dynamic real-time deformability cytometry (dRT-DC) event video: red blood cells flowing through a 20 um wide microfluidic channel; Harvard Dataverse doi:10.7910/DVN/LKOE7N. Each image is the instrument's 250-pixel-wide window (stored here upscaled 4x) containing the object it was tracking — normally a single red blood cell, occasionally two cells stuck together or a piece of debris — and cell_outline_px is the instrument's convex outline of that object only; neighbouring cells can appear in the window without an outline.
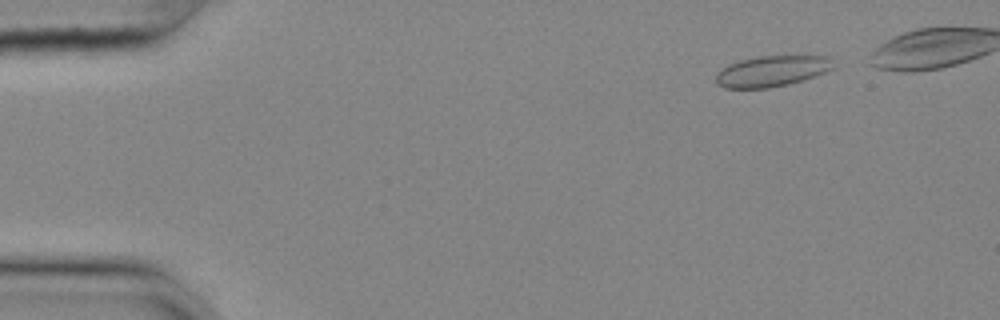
{"species": "common noctule bat (a hibernating species)", "species_latin": "Nyctalus noctula", "temperature_condition": "cold", "stored_images_in_passage": 46, "camera_frame_rate_fps": 3000, "um_per_image_px": 0.085, "animal": {"sex": "female", "body_mass_g": 25.1}, "frame": {"image": 1, "passage_image": 3, "time_ms": 0.667, "image_size_px": [1000, 320], "cell_outline_px": [[836, 68], [800, 80], [768, 88], [724, 88], [716, 84], [716, 72], [728, 64], [740, 60], [756, 56], [836, 56]], "centroid_in_image_um": [65.63, 6.02], "position_along_channel_um": 19.4, "area_um2": 21.27}}
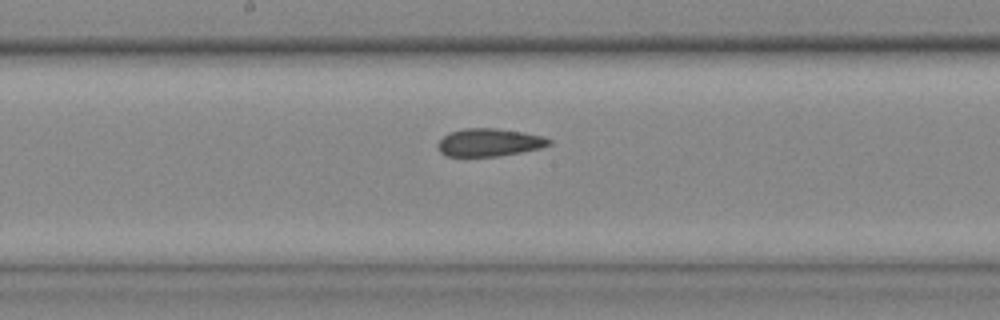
{"frame": {"image": 2, "passage_image": 26, "time_ms": 8.333, "image_size_px": [1000, 320], "cell_outline_px": [[552, 144], [540, 148], [520, 152], [496, 156], [444, 156], [436, 148], [436, 144], [444, 136], [452, 132], [464, 128], [496, 128], [524, 132], [544, 136], [552, 140]], "centroid_in_image_um": [41.59, 12.1], "position_along_channel_um": 206.6, "area_um2": 18.09}}
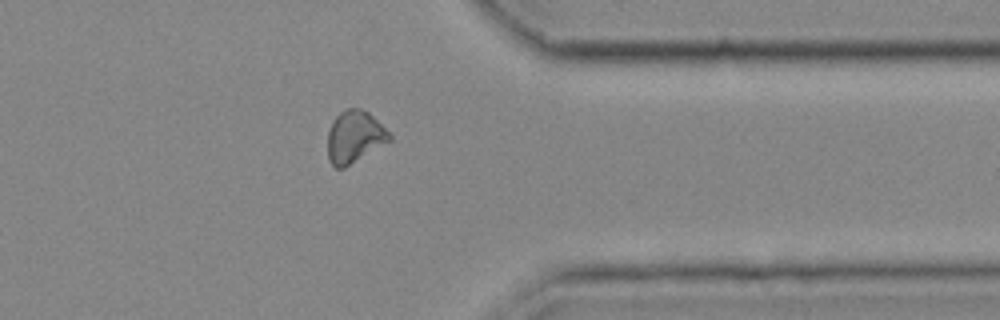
{"frame": {"image": 3, "passage_image": 41, "time_ms": 13.333, "image_size_px": [1000, 320], "cell_outline_px": [[392, 140], [344, 168], [336, 168], [328, 160], [328, 132], [332, 120], [340, 112], [348, 108], [360, 108], [368, 112], [392, 136]], "centroid_in_image_um": [30.12, 11.64], "position_along_channel_um": 381.3, "area_um2": 18.67}, "authors_computed_cell_mechanics": {"area_um2": 18.9006, "velocity_mm_per_s": 3.6447, "shape_relaxation_time_tau1_ms": null, "shape_relaxation_time_tau2_ms": 2.9666, "deformation_change_tau1": null, "deformation_change_tau2": 0.0695}}